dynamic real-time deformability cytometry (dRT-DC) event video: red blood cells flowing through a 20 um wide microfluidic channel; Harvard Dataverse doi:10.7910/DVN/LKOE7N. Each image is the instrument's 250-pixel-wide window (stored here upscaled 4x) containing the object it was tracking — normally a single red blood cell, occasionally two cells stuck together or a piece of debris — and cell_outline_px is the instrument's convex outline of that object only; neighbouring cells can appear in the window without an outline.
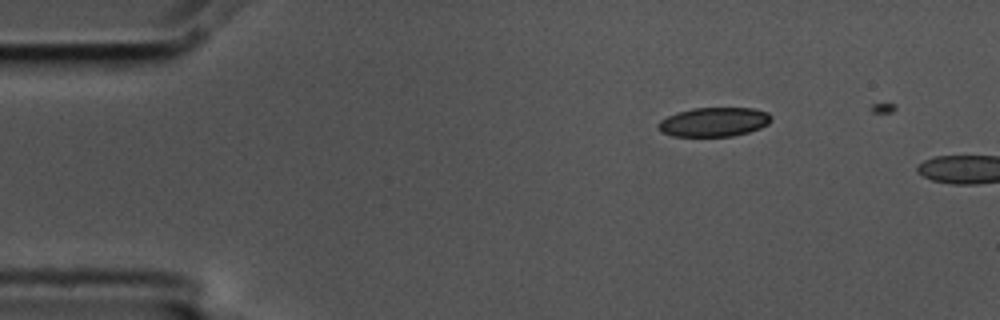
{"species": "common noctule bat (a hibernating species)", "species_latin": "Nyctalus noctula", "temperature_condition": "cold", "stored_images_in_passage": 2, "camera_frame_rate_fps": 3000, "um_per_image_px": 0.085, "animal": {"sex": "male", "body_mass_g": 17.5, "forearm_length_mm": 52.3}, "frame": {"image": 1, "passage_image": 1, "time_ms": 0.0, "image_size_px": [1000, 320], "cell_outline_px": [[772, 120], [768, 124], [760, 128], [748, 132], [732, 136], [672, 136], [660, 132], [656, 124], [660, 120], [676, 112], [692, 108], [752, 108], [768, 112], [772, 116]], "centroid_in_image_um": [60.67, 10.36], "position_along_channel_um": 24.3, "area_um2": 19.36}}